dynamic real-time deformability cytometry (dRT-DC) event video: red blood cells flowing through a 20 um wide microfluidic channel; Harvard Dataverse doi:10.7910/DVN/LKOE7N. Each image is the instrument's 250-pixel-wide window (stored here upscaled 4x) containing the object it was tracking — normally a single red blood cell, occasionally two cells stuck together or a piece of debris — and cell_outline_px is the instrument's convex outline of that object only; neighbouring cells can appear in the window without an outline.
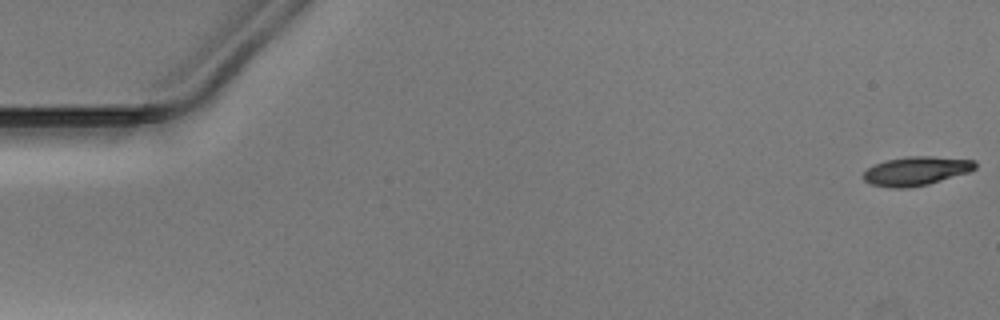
{"species": "Egyptian fruit bat (a non-hibernating species)", "species_latin": "Rousettus aegyptiacus", "temperature_condition": "warm", "stored_images_in_passage": 52, "camera_frame_rate_fps": 3000, "um_per_image_px": 0.085, "animal": {"sex": "male"}, "frame": {"image": 1, "passage_image": 1, "time_ms": 0.0, "image_size_px": [1000, 320], "cell_outline_px": [[976, 168], [968, 172], [928, 184], [908, 188], [892, 188], [872, 184], [864, 180], [864, 172], [872, 164], [888, 160], [908, 156], [932, 156], [976, 160]], "centroid_in_image_um": [77.88, 14.52], "position_along_channel_um": 7.1, "area_um2": 18.73}}
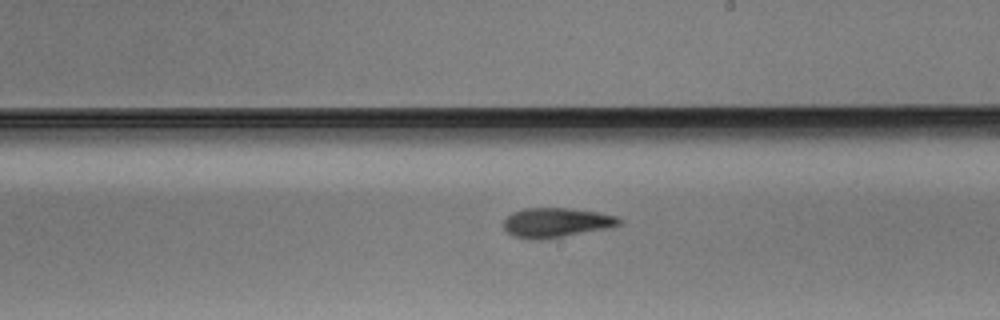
{"frame": {"image": 2, "passage_image": 30, "time_ms": 9.667, "image_size_px": [1000, 320], "cell_outline_px": [[624, 220], [620, 224], [612, 228], [544, 240], [532, 240], [512, 236], [504, 228], [504, 220], [512, 212], [524, 208], [572, 208], [600, 212], [616, 216]], "centroid_in_image_um": [47.32, 18.93], "position_along_channel_um": 241.7, "area_um2": 20.4}}
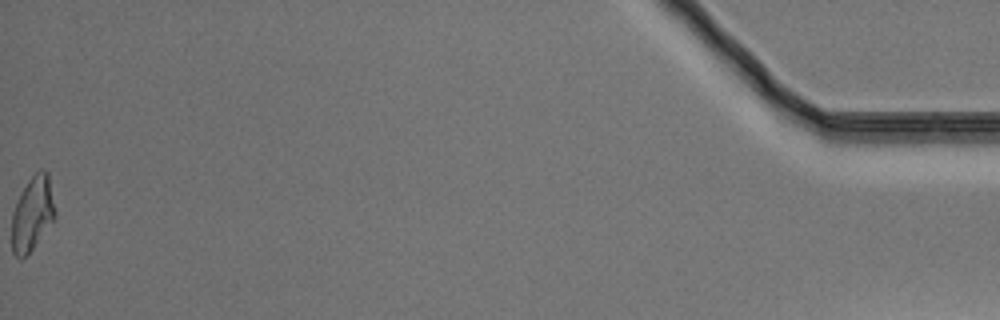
{"frame": {"image": 3, "passage_image": 52, "time_ms": 17.0, "image_size_px": [1000, 320], "cell_outline_px": [[56, 216], [28, 256], [20, 260], [12, 252], [12, 212], [28, 180], [40, 168], [44, 168], [48, 172], [56, 212]], "centroid_in_image_um": [2.76, 18.19], "position_along_channel_um": 432.4, "area_um2": 18.84}}